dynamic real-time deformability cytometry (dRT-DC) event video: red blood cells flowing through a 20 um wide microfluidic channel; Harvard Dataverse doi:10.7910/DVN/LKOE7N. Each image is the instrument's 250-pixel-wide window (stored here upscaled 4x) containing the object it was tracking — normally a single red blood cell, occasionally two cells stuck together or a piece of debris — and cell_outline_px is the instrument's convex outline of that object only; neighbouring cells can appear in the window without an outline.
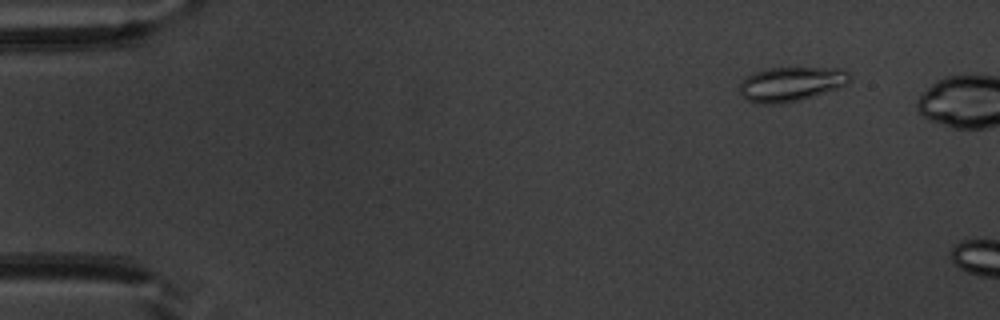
{"species": "common noctule bat (a hibernating species)", "species_latin": "Nyctalus noctula", "temperature_condition": "warm", "stored_images_in_passage": 8, "camera_frame_rate_fps": 3000, "um_per_image_px": 0.085, "animal": {"sex": "male", "body_mass_g": 20.1, "forearm_length_mm": 53.5}, "frame": {"image": 1, "passage_image": 4, "time_ms": 1.0, "image_size_px": [1000, 320], "cell_outline_px": [[852, 80], [848, 84], [800, 100], [784, 104], [756, 104], [740, 96], [740, 84], [752, 72], [768, 68], [840, 68], [848, 72], [852, 76]], "centroid_in_image_um": [67.24, 7.15], "position_along_channel_um": 17.8, "area_um2": 22.25}}